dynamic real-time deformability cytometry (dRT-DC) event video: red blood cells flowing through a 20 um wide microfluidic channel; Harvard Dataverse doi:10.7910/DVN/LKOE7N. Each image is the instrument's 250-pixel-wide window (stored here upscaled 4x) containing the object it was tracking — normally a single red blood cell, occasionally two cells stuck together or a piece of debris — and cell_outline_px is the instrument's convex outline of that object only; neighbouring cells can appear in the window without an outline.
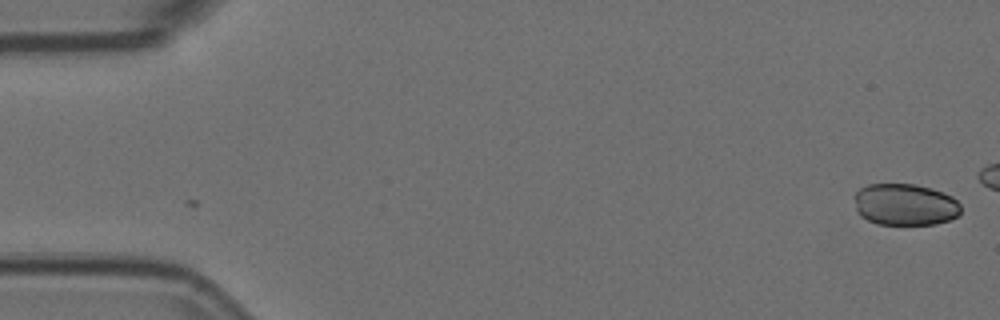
{"species": "Egyptian fruit bat (a non-hibernating species)", "species_latin": "Rousettus aegyptiacus", "temperature_condition": "room temperature", "stored_images_in_passage": 15, "camera_frame_rate_fps": 3000, "um_per_image_px": 0.085, "animal": {"sex": "female"}, "frame": {"image": 1, "passage_image": 1, "time_ms": 0.0, "image_size_px": [1000, 320], "cell_outline_px": [[960, 212], [956, 216], [948, 220], [936, 224], [876, 224], [860, 216], [856, 212], [852, 196], [860, 188], [868, 184], [916, 184], [932, 188], [944, 192], [952, 196], [960, 204]], "centroid_in_image_um": [76.88, 17.38], "position_along_channel_um": 8.1, "area_um2": 26.24}}
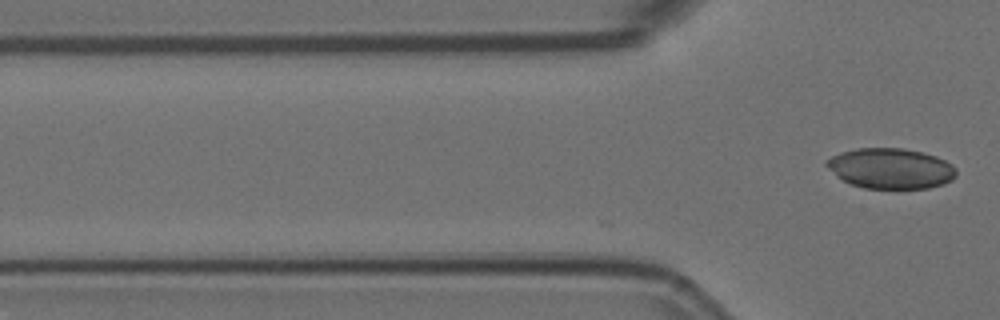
{"frame": {"image": 2, "passage_image": 15, "time_ms": 4.667, "image_size_px": [1000, 320], "cell_outline_px": [[956, 176], [952, 180], [944, 184], [928, 188], [864, 188], [852, 184], [836, 176], [824, 164], [824, 160], [840, 152], [856, 148], [904, 148], [924, 152], [936, 156], [952, 164], [956, 168]], "centroid_in_image_um": [75.71, 14.3], "position_along_channel_um": 50.1, "area_um2": 30.75}}